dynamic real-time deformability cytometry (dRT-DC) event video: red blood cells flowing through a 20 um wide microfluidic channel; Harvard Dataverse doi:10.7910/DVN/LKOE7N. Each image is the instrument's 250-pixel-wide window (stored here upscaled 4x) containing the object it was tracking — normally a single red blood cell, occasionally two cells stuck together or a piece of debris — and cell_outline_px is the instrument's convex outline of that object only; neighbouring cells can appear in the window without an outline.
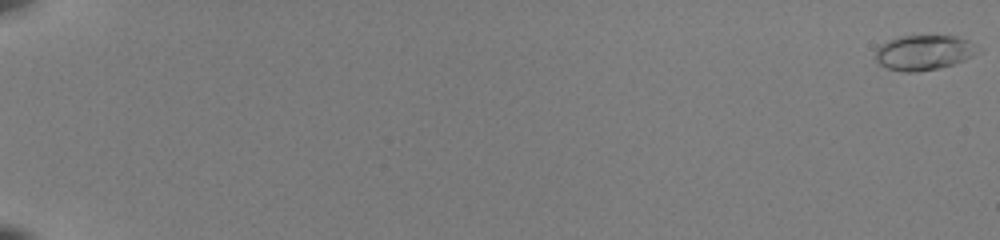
{"species": "common noctule bat (a hibernating species)", "species_latin": "Nyctalus noctula", "temperature_condition": "room temperature", "stored_images_in_passage": 55, "camera_frame_rate_fps": 3000, "um_per_image_px": 0.085, "animal": {"sex": "female", "body_mass_g": 22.0, "forearm_length_mm": 56.7}, "frame": {"image": 1, "passage_image": 1, "time_ms": 0.0, "image_size_px": [1000, 240], "cell_outline_px": [[984, 48], [964, 60], [952, 64], [936, 68], [916, 72], [904, 72], [888, 68], [880, 64], [876, 60], [876, 48], [880, 44], [888, 40], [900, 36], [956, 36], [968, 40]], "centroid_in_image_um": [78.54, 4.45], "position_along_channel_um": 6.5, "area_um2": 20.87}}
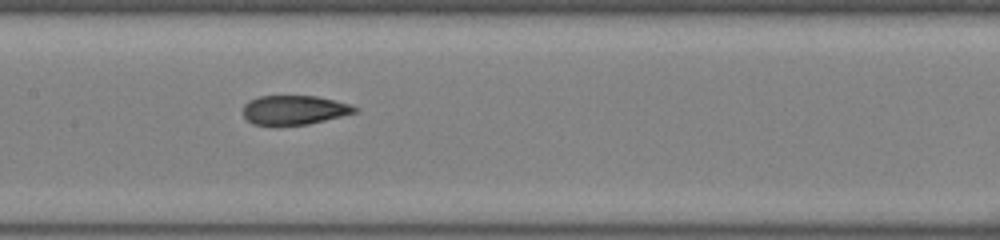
{"frame": {"image": 2, "passage_image": 31, "time_ms": 10.0, "image_size_px": [1000, 240], "cell_outline_px": [[360, 112], [308, 124], [276, 128], [252, 124], [244, 116], [244, 104], [248, 100], [260, 96], [316, 96], [352, 104], [360, 108]], "centroid_in_image_um": [25.03, 9.39], "position_along_channel_um": 182.4, "area_um2": 19.83}}
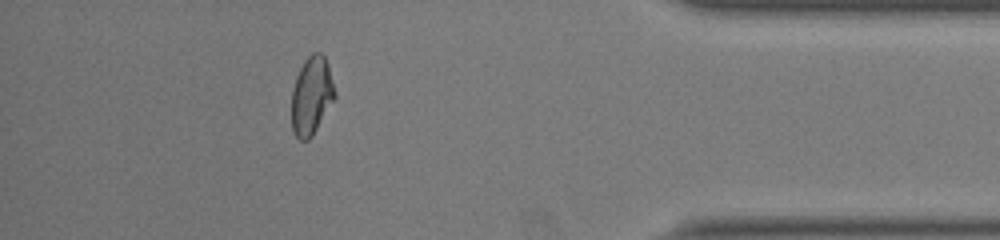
{"frame": {"image": 3, "passage_image": 50, "time_ms": 16.333, "image_size_px": [1000, 240], "cell_outline_px": [[336, 96], [312, 136], [308, 140], [300, 140], [292, 132], [292, 88], [296, 76], [304, 60], [312, 52], [320, 52], [324, 56], [328, 64], [336, 92]], "centroid_in_image_um": [26.48, 8.12], "position_along_channel_um": 408.7, "area_um2": 19.71}, "authors_computed_cell_mechanics": {"area_um2": 19.8254, "velocity_mm_per_s": 4.0229, "shape_relaxation_time_tau1_ms": 6.9726, "shape_relaxation_time_tau2_ms": 0.9034, "deformation_change_tau1": 0.2105, "deformation_change_tau2": 0.0578}}